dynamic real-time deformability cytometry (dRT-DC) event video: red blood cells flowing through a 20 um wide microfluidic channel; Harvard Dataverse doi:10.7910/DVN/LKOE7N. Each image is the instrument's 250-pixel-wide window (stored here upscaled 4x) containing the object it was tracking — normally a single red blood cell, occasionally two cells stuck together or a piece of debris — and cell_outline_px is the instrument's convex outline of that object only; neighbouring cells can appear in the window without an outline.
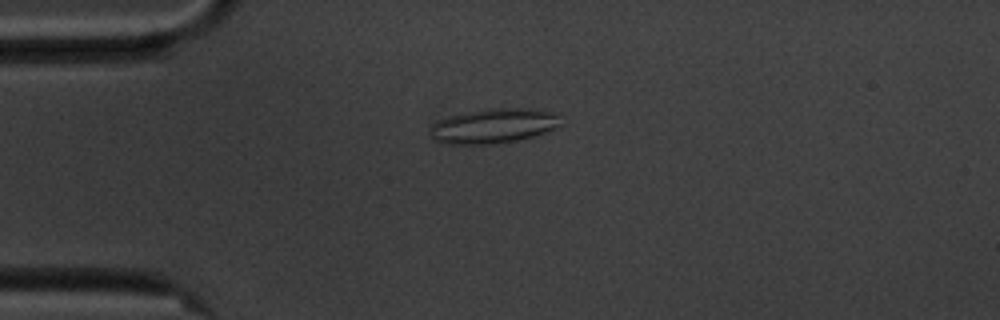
{"species": "common noctule bat (a hibernating species)", "species_latin": "Nyctalus noctula", "temperature_condition": "cold", "stored_images_in_passage": 44, "camera_frame_rate_fps": 3000, "um_per_image_px": 0.085, "animal": {"sex": "male", "body_mass_g": 20.1, "forearm_length_mm": 53.5}, "frame": {"image": 1, "passage_image": 1, "time_ms": 0.0, "image_size_px": [1000, 320], "cell_outline_px": [[560, 124], [544, 132], [532, 136], [516, 140], [492, 144], [440, 144], [432, 140], [432, 128], [436, 120], [448, 116], [492, 108], [520, 108], [560, 112]], "centroid_in_image_um": [41.93, 10.7], "position_along_channel_um": 43.1, "area_um2": 26.24}}
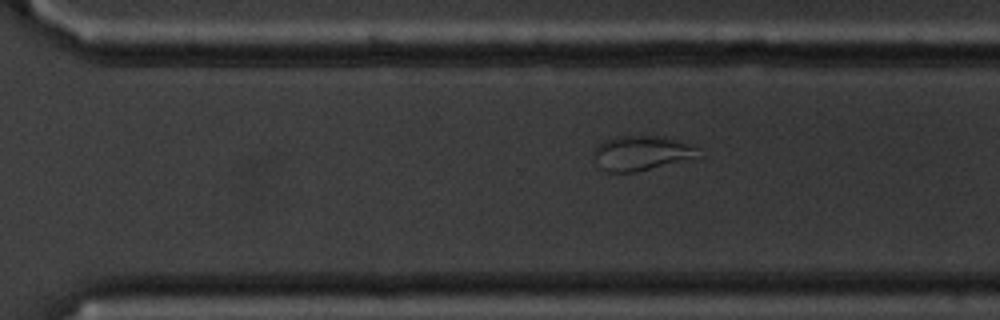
{"frame": {"image": 2, "passage_image": 26, "time_ms": 8.333, "image_size_px": [1000, 320], "cell_outline_px": [[704, 156], [636, 172], [608, 172], [604, 168], [596, 156], [596, 148], [604, 140], [616, 136], [656, 136], [672, 140], [700, 148]], "centroid_in_image_um": [54.63, 13.01], "position_along_channel_um": 316.0, "area_um2": 20.58}}
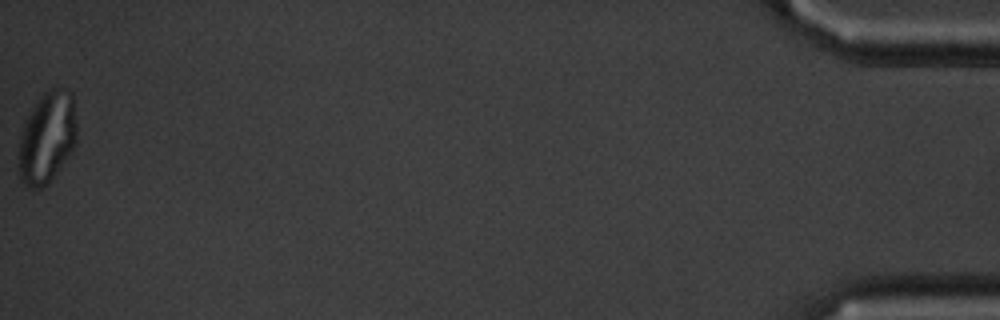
{"frame": {"image": 3, "passage_image": 44, "time_ms": 14.333, "image_size_px": [1000, 320], "cell_outline_px": [[76, 144], [72, 152], [48, 184], [36, 192], [28, 188], [20, 180], [20, 136], [24, 124], [32, 108], [40, 96], [48, 88], [68, 88], [72, 92], [76, 124]], "centroid_in_image_um": [4.03, 11.71], "position_along_channel_um": 431.2, "area_um2": 31.21}, "authors_computed_cell_mechanics": {"area_um2": 22.253, "velocity_mm_per_s": 3.5367, "shape_relaxation_time_tau1_ms": null, "shape_relaxation_time_tau2_ms": 2.2458, "deformation_change_tau1": null, "deformation_change_tau2": 0.0764}}